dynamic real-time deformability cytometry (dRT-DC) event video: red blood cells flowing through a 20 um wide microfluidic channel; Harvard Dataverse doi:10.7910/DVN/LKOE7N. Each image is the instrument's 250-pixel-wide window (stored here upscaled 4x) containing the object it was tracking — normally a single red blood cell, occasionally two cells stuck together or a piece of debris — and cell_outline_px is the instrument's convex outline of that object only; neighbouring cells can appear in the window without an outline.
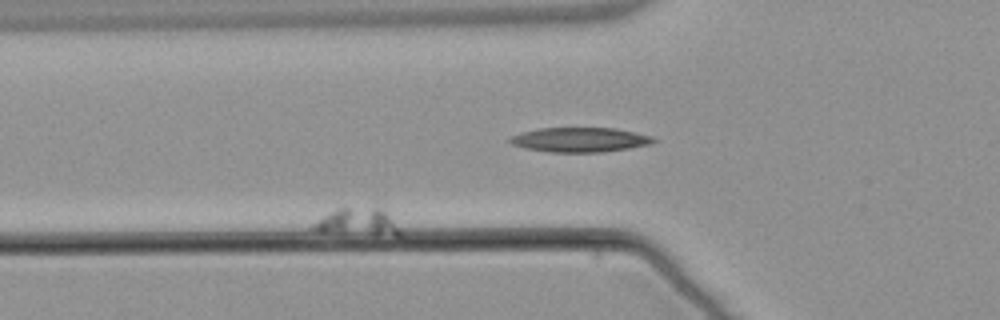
{"species": "common noctule bat (a hibernating species)", "species_latin": "Nyctalus noctula", "temperature_condition": "warm", "stored_images_in_passage": 11, "camera_frame_rate_fps": 3000, "um_per_image_px": 0.085, "animal": {"sex": "male", "body_mass_g": 21.5, "forearm_length_mm": 52.0}, "frame": {"image": 1, "passage_image": 4, "time_ms": 4.667, "image_size_px": [1000, 320], "cell_outline_px": [[400, 236], [396, 236], [320, 232], [308, 228], [312, 224], [336, 208], [384, 204], [400, 228]], "centroid_in_image_um": [30.5, 18.82], "position_along_channel_um": 95.3, "area_um2": 14.85}}